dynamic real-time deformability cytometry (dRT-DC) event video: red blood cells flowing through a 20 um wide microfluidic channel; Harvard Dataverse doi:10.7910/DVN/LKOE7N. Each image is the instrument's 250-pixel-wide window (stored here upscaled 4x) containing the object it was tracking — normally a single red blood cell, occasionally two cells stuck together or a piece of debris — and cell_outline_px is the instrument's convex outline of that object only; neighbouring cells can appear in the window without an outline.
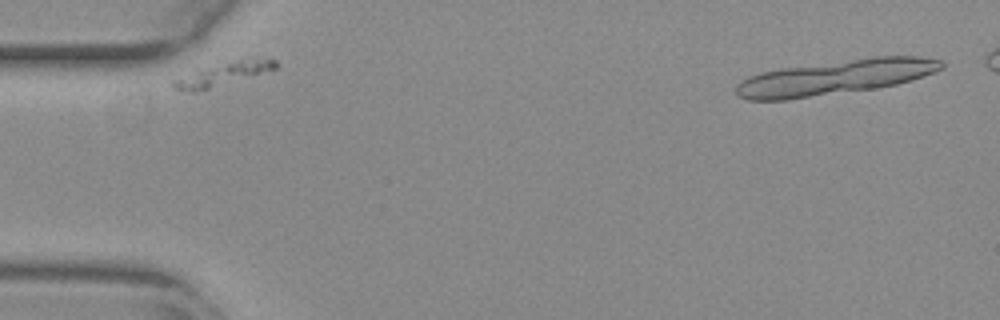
{"species": "common noctule bat (a hibernating species)", "species_latin": "Nyctalus noctula", "temperature_condition": "warm", "stored_images_in_passage": 32, "camera_frame_rate_fps": 3000, "um_per_image_px": 0.085, "animal": {"sex": "female", "body_mass_g": 29.2, "forearm_length_mm": 56.3}, "frame": {"image": 1, "passage_image": 2, "time_ms": 0.333, "image_size_px": [1000, 320], "cell_outline_px": [[280, 64], [276, 68], [196, 92], [192, 92], [176, 88], [172, 84], [172, 80], [196, 68], [240, 60], [276, 60]], "centroid_in_image_um": [18.83, 6.3], "position_along_channel_um": 66.2, "area_um2": 13.12}}
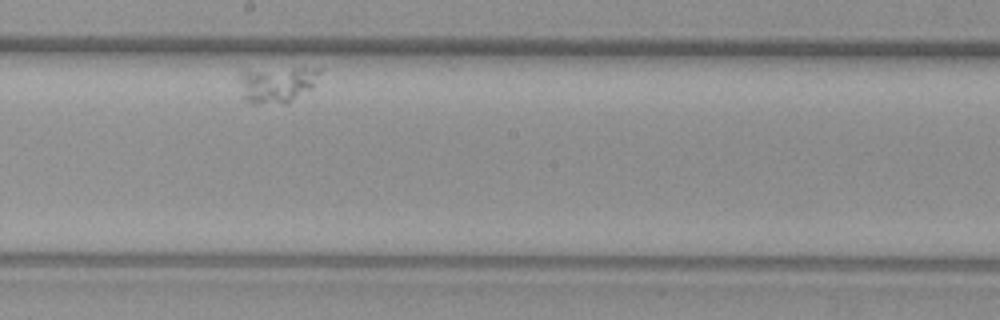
{"frame": {"image": 2, "passage_image": 19, "time_ms": 6.0, "image_size_px": [1000, 320], "cell_outline_px": [[324, 68], [312, 88], [288, 104], [256, 104], [244, 100], [240, 80], [240, 72], [244, 68]], "centroid_in_image_um": [23.54, 7.15], "position_along_channel_um": 224.7, "area_um2": 17.57}}
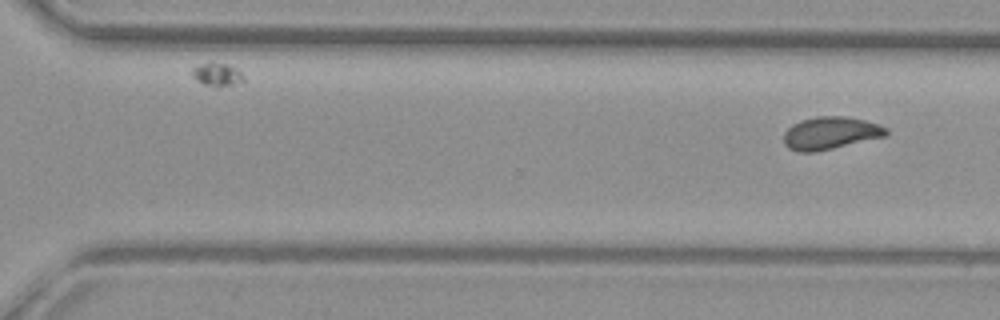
{"frame": {"image": 3, "passage_image": 32, "time_ms": 10.333, "image_size_px": [1000, 320], "cell_outline_px": [[888, 132], [884, 136], [816, 152], [796, 152], [788, 148], [784, 144], [784, 132], [792, 124], [800, 120], [816, 116], [848, 116], [864, 120], [888, 128]], "centroid_in_image_um": [70.53, 11.31], "position_along_channel_um": 300.1, "area_um2": 19.42}}